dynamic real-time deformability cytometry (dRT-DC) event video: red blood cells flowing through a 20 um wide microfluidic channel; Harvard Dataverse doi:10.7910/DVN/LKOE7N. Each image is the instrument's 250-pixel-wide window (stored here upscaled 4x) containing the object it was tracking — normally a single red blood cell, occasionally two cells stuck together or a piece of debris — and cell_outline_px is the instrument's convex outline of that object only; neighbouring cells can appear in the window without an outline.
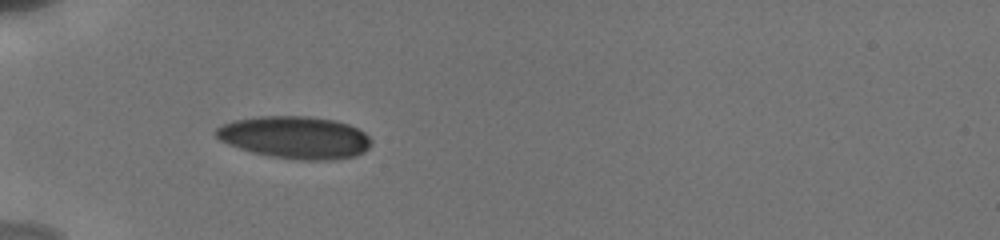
{"species": "human", "species_latin": "Homo sapiens", "temperature_condition": "cold", "stored_images_in_passage": 26, "camera_frame_rate_fps": 3000, "um_per_image_px": 0.085, "donor": {"sex": "male"}, "frame": {"image": 1, "passage_image": 1, "time_ms": 0.0, "image_size_px": [1000, 240], "cell_outline_px": [[372, 144], [364, 152], [356, 156], [332, 160], [300, 160], [272, 156], [252, 152], [228, 144], [220, 140], [216, 136], [216, 128], [220, 124], [232, 120], [256, 116], [308, 116], [336, 120], [348, 124], [364, 132], [372, 140]], "centroid_in_image_um": [25.08, 11.67], "position_along_channel_um": 59.9, "area_um2": 38.55}}
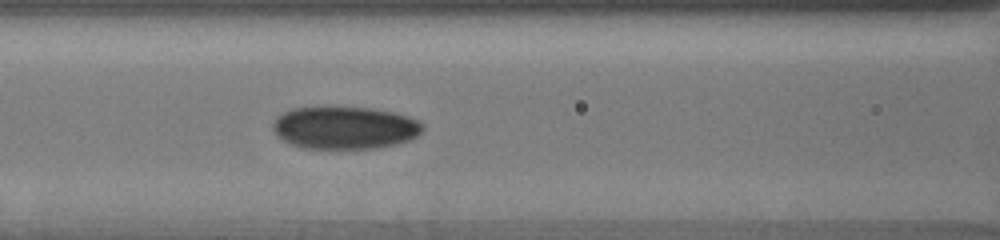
{"frame": {"image": 2, "passage_image": 19, "time_ms": 2.333, "image_size_px": [1000, 240], "cell_outline_px": [[424, 128], [416, 136], [408, 140], [396, 144], [376, 148], [300, 148], [276, 136], [272, 128], [272, 124], [284, 112], [292, 108], [368, 108], [392, 112], [408, 116], [420, 120], [424, 124]], "centroid_in_image_um": [29.32, 10.87], "position_along_channel_um": 137.3, "area_um2": 36.82}}
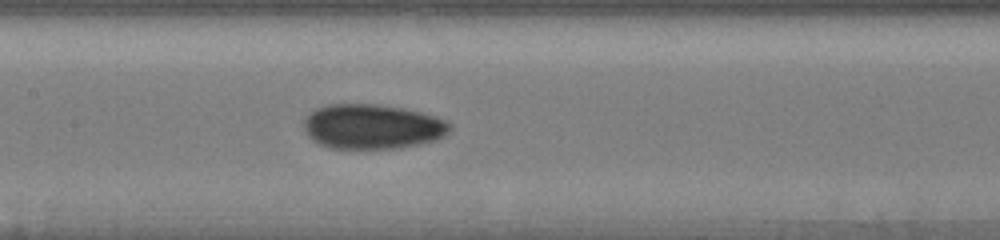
{"frame": {"image": 3, "passage_image": 24, "time_ms": 3.333, "image_size_px": [1000, 240], "cell_outline_px": [[452, 128], [444, 136], [436, 140], [400, 148], [332, 148], [320, 144], [312, 140], [304, 132], [304, 120], [308, 112], [316, 108], [328, 104], [380, 104], [404, 108], [436, 116], [448, 120], [452, 124]], "centroid_in_image_um": [31.65, 10.75], "position_along_channel_um": 175.7, "area_um2": 38.49}}